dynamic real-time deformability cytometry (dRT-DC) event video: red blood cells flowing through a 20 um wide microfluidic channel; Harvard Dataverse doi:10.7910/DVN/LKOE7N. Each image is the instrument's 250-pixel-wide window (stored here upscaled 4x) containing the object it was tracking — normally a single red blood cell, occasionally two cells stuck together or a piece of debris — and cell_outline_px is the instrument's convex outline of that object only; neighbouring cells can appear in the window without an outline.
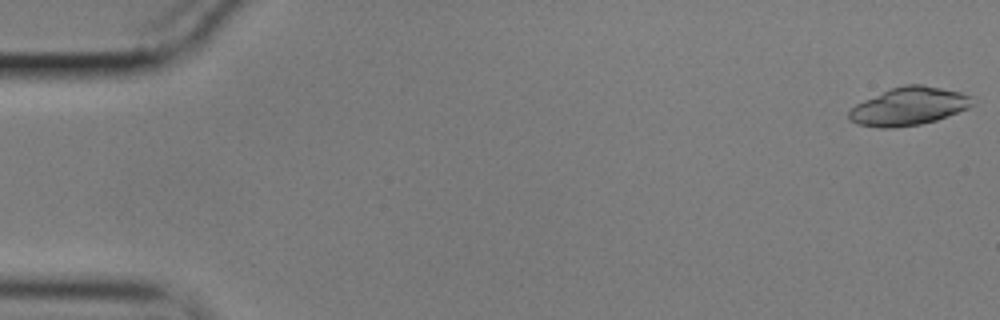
{"species": "common noctule bat (a hibernating species)", "species_latin": "Nyctalus noctula", "temperature_condition": "cold", "stored_images_in_passage": 24, "camera_frame_rate_fps": 3000, "um_per_image_px": 0.085, "animal": {"sex": "male", "body_mass_g": 17.9}, "frame": {"image": 1, "passage_image": 1, "time_ms": 0.0, "image_size_px": [1000, 320], "cell_outline_px": [[972, 104], [968, 108], [936, 120], [920, 124], [892, 128], [880, 128], [856, 124], [848, 116], [848, 112], [856, 104], [864, 100], [892, 88], [904, 84], [920, 84], [960, 92], [972, 96]], "centroid_in_image_um": [77.23, 9.04], "position_along_channel_um": 7.8, "area_um2": 26.99}}
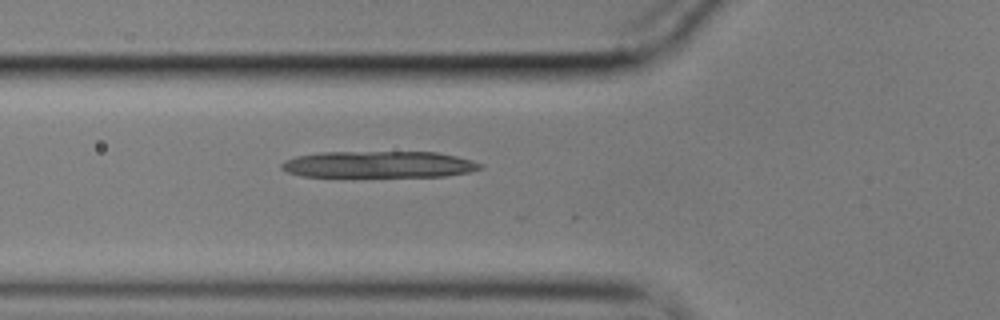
{"frame": {"image": 2, "passage_image": 20, "time_ms": 6.333, "image_size_px": [1000, 320], "cell_outline_px": [[484, 168], [468, 172], [444, 176], [300, 176], [288, 172], [280, 168], [280, 164], [284, 160], [296, 156], [320, 152], [436, 152], [456, 156], [472, 160], [484, 164]], "centroid_in_image_um": [32.2, 13.97], "position_along_channel_um": 93.6, "area_um2": 30.81}}
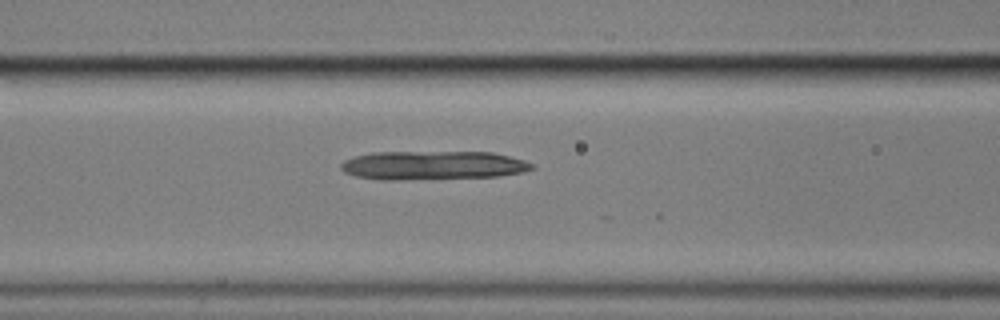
{"frame": {"image": 3, "passage_image": 23, "time_ms": 7.333, "image_size_px": [1000, 320], "cell_outline_px": [[536, 168], [524, 172], [496, 176], [400, 180], [380, 180], [356, 176], [344, 172], [340, 168], [340, 164], [344, 160], [352, 156], [372, 152], [492, 152], [524, 160], [536, 164]], "centroid_in_image_um": [36.77, 14.05], "position_along_channel_um": 129.8, "area_um2": 32.31}}